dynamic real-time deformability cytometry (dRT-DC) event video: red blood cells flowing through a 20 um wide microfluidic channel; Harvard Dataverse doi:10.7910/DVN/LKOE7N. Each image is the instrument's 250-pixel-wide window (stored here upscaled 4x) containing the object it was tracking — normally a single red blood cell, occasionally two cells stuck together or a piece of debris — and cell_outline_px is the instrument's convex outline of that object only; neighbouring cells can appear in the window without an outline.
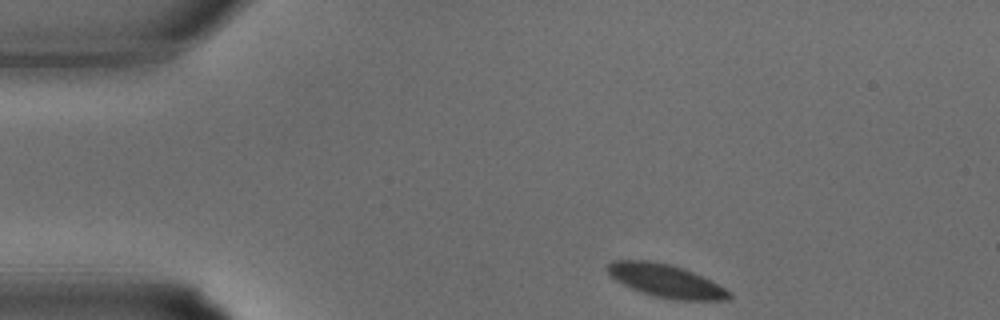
{"species": "common noctule bat (a hibernating species)", "species_latin": "Nyctalus noctula", "temperature_condition": "warm", "stored_images_in_passage": 25, "camera_frame_rate_fps": 3000, "um_per_image_px": 0.085, "animal": {"sex": "male", "body_mass_g": 15.6}, "frame": {"image": 1, "passage_image": 1, "time_ms": 0.0, "image_size_px": [1000, 320], "cell_outline_px": [[732, 296], [728, 300], [676, 300], [656, 296], [632, 288], [616, 280], [608, 272], [608, 264], [612, 260], [652, 260], [672, 264], [684, 268], [704, 276], [712, 280], [732, 292]], "centroid_in_image_um": [56.67, 23.85], "position_along_channel_um": 28.3, "area_um2": 23.47}}
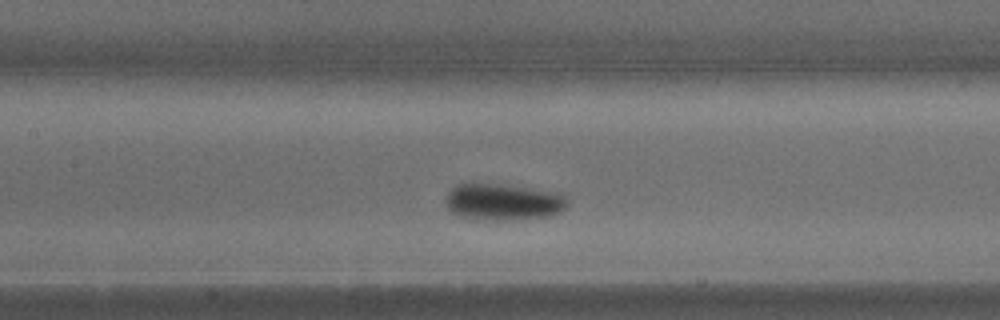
{"frame": {"image": 2, "passage_image": 11, "time_ms": 3.333, "image_size_px": [1000, 320], "cell_outline_px": [[568, 204], [560, 212], [548, 216], [516, 220], [472, 220], [460, 216], [452, 212], [448, 208], [448, 192], [452, 188], [460, 184], [500, 184], [564, 192], [568, 200]], "centroid_in_image_um": [42.85, 17.17], "position_along_channel_um": 164.6, "area_um2": 26.24}}
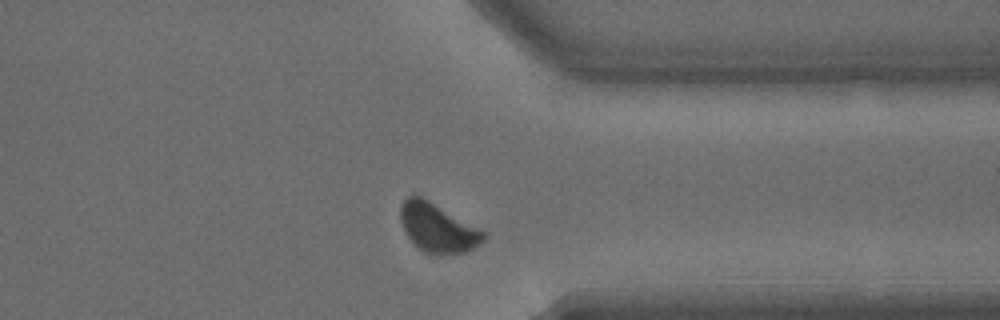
{"frame": {"image": 3, "passage_image": 22, "time_ms": 7.0, "image_size_px": [1000, 320], "cell_outline_px": [[488, 236], [480, 244], [464, 252], [436, 256], [424, 252], [408, 236], [400, 220], [400, 208], [404, 200], [412, 192], [416, 192], [488, 232]], "centroid_in_image_um": [37.24, 19.32], "position_along_channel_um": 374.2, "area_um2": 24.28}}